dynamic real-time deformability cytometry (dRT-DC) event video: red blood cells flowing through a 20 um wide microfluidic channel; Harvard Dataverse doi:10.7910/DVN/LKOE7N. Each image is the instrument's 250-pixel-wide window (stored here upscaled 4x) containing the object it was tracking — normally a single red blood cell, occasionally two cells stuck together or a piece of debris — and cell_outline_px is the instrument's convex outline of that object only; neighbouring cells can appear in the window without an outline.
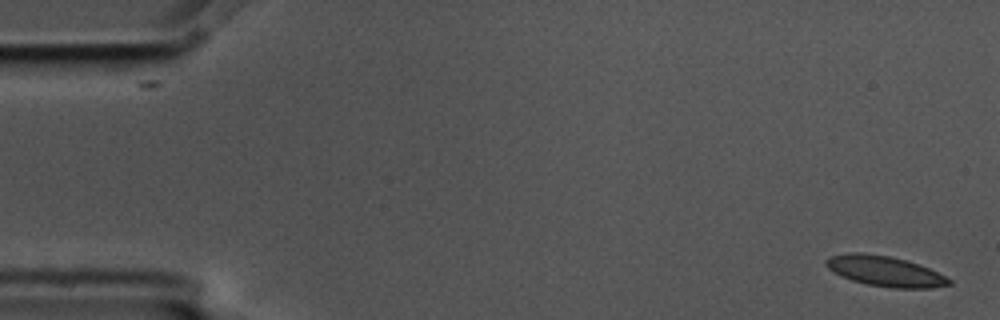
{"species": "common noctule bat (a hibernating species)", "species_latin": "Nyctalus noctula", "temperature_condition": "cold", "stored_images_in_passage": 5, "camera_frame_rate_fps": 3000, "um_per_image_px": 0.085, "animal": {"sex": "male", "body_mass_g": 17.5, "forearm_length_mm": 52.3}, "frame": {"image": 1, "passage_image": 1, "time_ms": 0.0, "image_size_px": [1000, 320], "cell_outline_px": [[952, 284], [932, 288], [896, 288], [868, 284], [852, 280], [840, 276], [828, 268], [824, 264], [824, 260], [828, 256], [848, 252], [864, 252], [888, 256], [920, 264], [952, 280]], "centroid_in_image_um": [75.18, 23.04], "position_along_channel_um": 9.8, "area_um2": 21.73}}
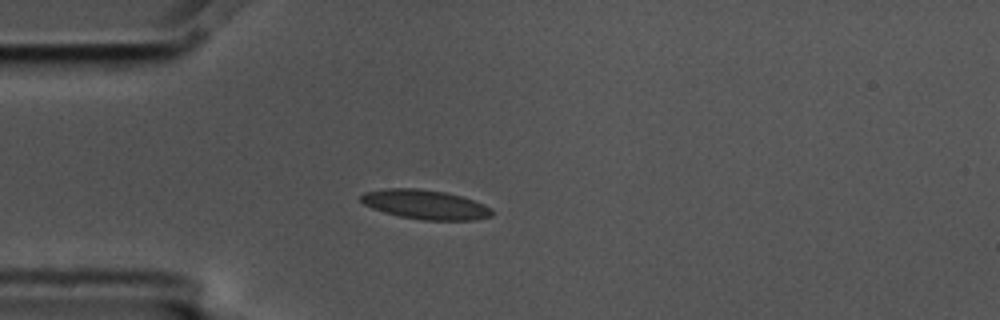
{"frame": {"image": 2, "passage_image": 5, "time_ms": 1.333, "image_size_px": [1000, 320], "cell_outline_px": [[492, 216], [472, 220], [424, 220], [400, 216], [384, 212], [372, 208], [364, 204], [360, 200], [360, 196], [364, 192], [384, 188], [416, 188], [444, 192], [460, 196], [484, 204], [492, 208]], "centroid_in_image_um": [36.12, 17.38], "position_along_channel_um": 48.9, "area_um2": 22.31}}